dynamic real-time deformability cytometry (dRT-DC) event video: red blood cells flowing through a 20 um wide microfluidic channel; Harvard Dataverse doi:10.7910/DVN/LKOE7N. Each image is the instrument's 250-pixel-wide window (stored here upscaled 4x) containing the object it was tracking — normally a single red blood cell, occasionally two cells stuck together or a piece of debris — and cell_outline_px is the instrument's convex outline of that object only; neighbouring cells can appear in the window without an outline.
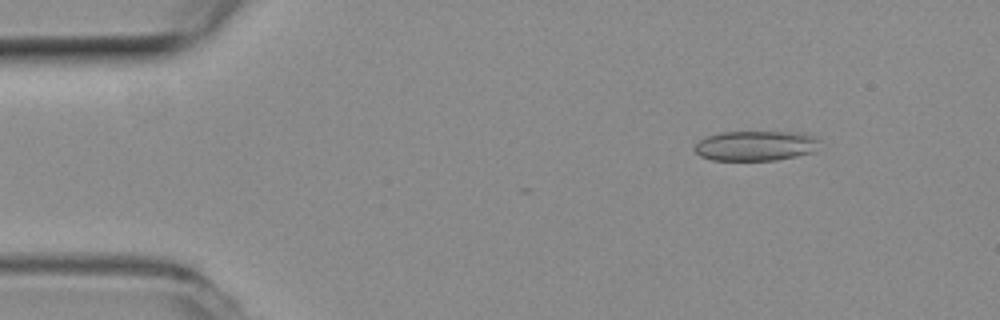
{"species": "common noctule bat (a hibernating species)", "species_latin": "Nyctalus noctula", "temperature_condition": "room temperature", "stored_images_in_passage": 28, "camera_frame_rate_fps": 3000, "um_per_image_px": 0.085, "animal": {"sex": "female", "body_mass_g": 19.3, "forearm_length_mm": 54.1}, "frame": {"image": 1, "passage_image": 4, "time_ms": 1.0, "image_size_px": [1000, 320], "cell_outline_px": [[820, 140], [812, 152], [796, 156], [776, 160], [712, 160], [700, 156], [692, 148], [700, 140], [708, 136], [720, 132], [804, 132], [816, 136]], "centroid_in_image_um": [64.23, 12.38], "position_along_channel_um": 20.8, "area_um2": 21.91}}
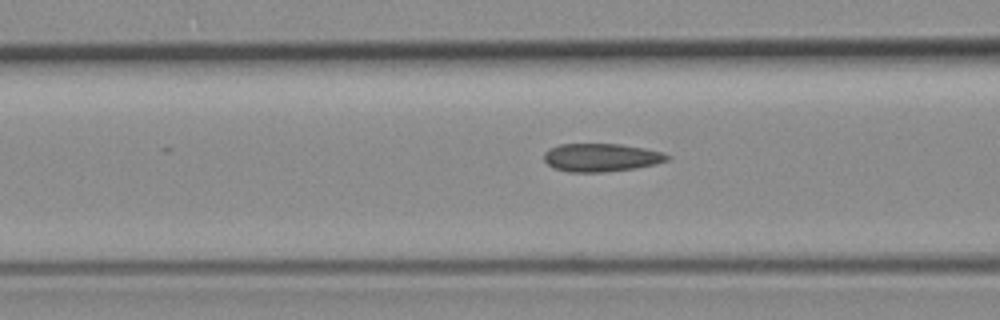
{"frame": {"image": 2, "passage_image": 18, "time_ms": 5.667, "image_size_px": [1000, 320], "cell_outline_px": [[672, 156], [668, 160], [656, 164], [636, 168], [604, 172], [568, 172], [552, 168], [544, 160], [544, 152], [548, 148], [560, 144], [620, 144], [644, 148], [664, 152]], "centroid_in_image_um": [51.1, 13.39], "position_along_channel_um": 115.5, "area_um2": 20.46}}
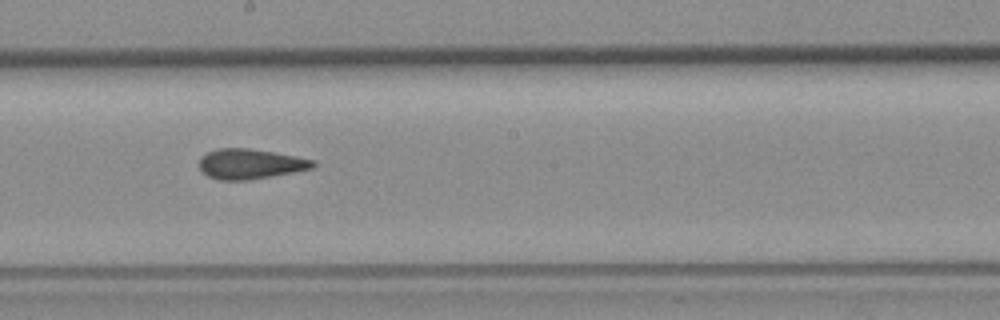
{"frame": {"image": 3, "passage_image": 27, "time_ms": 8.667, "image_size_px": [1000, 320], "cell_outline_px": [[316, 164], [312, 168], [272, 176], [248, 180], [220, 180], [208, 176], [200, 168], [200, 156], [216, 148], [248, 148], [296, 156], [316, 160]], "centroid_in_image_um": [21.27, 13.93], "position_along_channel_um": 226.9, "area_um2": 19.83}}